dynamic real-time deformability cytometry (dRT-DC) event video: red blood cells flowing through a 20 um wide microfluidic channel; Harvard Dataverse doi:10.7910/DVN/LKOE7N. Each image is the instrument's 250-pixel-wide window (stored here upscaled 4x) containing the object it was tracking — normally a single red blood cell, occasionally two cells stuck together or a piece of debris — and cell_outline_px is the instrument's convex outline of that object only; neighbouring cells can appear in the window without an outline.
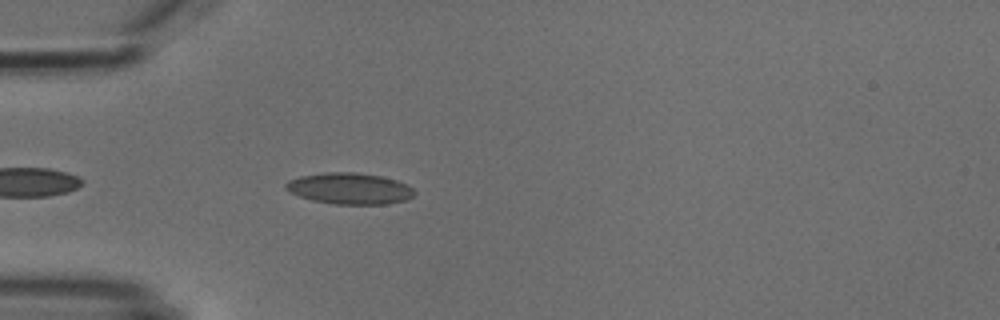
{"species": "common noctule bat (a hibernating species)", "species_latin": "Nyctalus noctula", "temperature_condition": "cold", "stored_images_in_passage": 3, "camera_frame_rate_fps": 3000, "um_per_image_px": 0.085, "animal": {"sex": "male", "body_mass_g": 18.8}, "frame": {"image": 1, "passage_image": 3, "time_ms": 2.0, "image_size_px": [1000, 320], "cell_outline_px": [[416, 192], [408, 200], [388, 204], [332, 204], [312, 200], [288, 192], [284, 188], [284, 184], [288, 180], [300, 176], [324, 172], [356, 172], [380, 176], [396, 180], [408, 184]], "centroid_in_image_um": [29.71, 16.02], "position_along_channel_um": 55.3, "area_um2": 23.7}}